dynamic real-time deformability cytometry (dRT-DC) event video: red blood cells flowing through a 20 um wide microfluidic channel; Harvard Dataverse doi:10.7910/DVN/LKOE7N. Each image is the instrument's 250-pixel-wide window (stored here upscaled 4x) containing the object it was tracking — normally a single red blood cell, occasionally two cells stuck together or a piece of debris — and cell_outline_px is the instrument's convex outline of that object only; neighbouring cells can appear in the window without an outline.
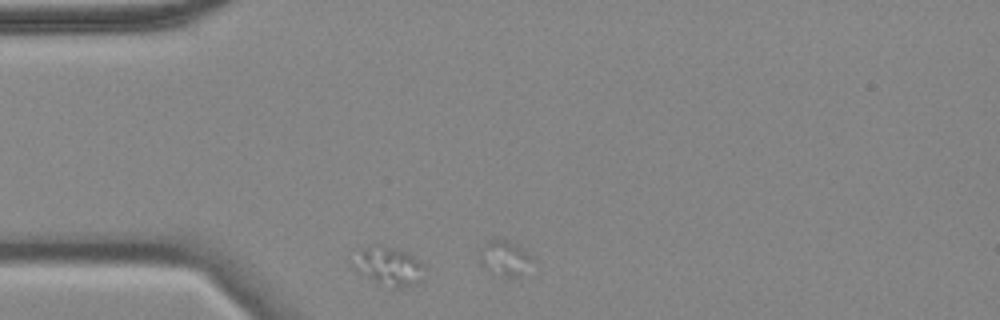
{"species": "common noctule bat (a hibernating species)", "species_latin": "Nyctalus noctula", "temperature_condition": "cold", "stored_images_in_passage": 3, "camera_frame_rate_fps": 3000, "um_per_image_px": 0.085, "animal": {"sex": "female", "body_mass_g": 18.4}, "frame": {"image": 1, "passage_image": 2, "time_ms": 0.333, "image_size_px": [1000, 320], "cell_outline_px": [[424, 280], [416, 284], [400, 288], [392, 288], [376, 280], [364, 268], [360, 252], [364, 248], [376, 244], [380, 244], [404, 252], [420, 260], [424, 264]], "centroid_in_image_um": [33.35, 22.64], "position_along_channel_um": 51.7, "area_um2": 14.33}}